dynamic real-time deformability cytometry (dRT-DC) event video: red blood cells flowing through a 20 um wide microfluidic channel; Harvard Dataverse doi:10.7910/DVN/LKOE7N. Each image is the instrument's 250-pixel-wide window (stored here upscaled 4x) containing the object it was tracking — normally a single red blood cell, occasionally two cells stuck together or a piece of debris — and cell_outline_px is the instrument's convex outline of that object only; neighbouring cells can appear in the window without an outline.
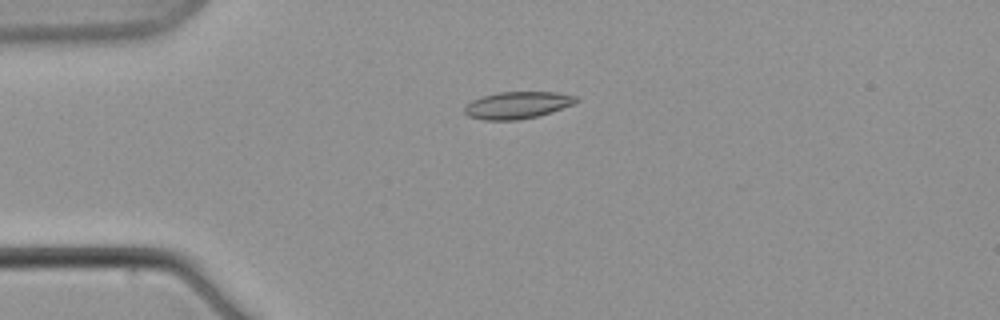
{"species": "common noctule bat (a hibernating species)", "species_latin": "Nyctalus noctula", "temperature_condition": "warm", "stored_images_in_passage": 7, "camera_frame_rate_fps": 3000, "um_per_image_px": 0.085, "animal": {"sex": "male", "body_mass_g": 21.5, "forearm_length_mm": 52.0}, "frame": {"image": 1, "passage_image": 6, "time_ms": 6.0, "image_size_px": [1000, 320], "cell_outline_px": [[580, 100], [572, 104], [552, 112], [536, 116], [516, 120], [484, 120], [468, 116], [464, 112], [464, 108], [472, 100], [480, 96], [500, 92], [556, 92], [576, 96]], "centroid_in_image_um": [43.96, 8.93], "position_along_channel_um": 41.0, "area_um2": 17.51}}